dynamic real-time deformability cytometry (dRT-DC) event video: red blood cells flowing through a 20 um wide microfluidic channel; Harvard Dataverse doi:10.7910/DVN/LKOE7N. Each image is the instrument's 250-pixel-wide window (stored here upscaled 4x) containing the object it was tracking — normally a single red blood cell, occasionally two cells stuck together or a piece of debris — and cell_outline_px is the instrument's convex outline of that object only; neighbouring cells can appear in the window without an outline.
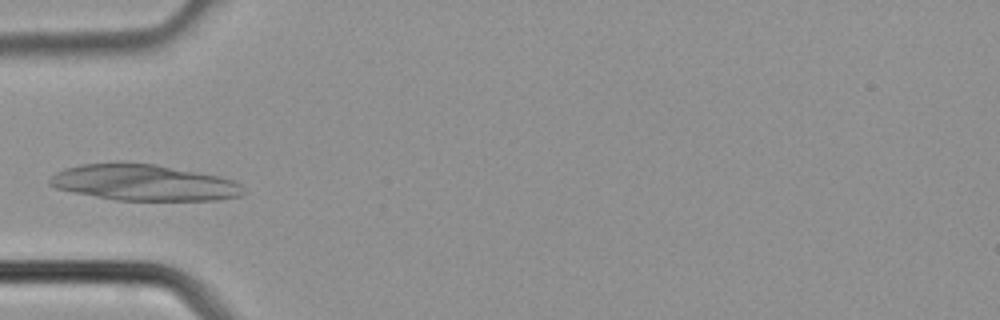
{"species": "common noctule bat (a hibernating species)", "species_latin": "Nyctalus noctula", "temperature_condition": "cold", "stored_images_in_passage": 2, "camera_frame_rate_fps": 3000, "um_per_image_px": 0.085, "animal": {"sex": "male", "body_mass_g": 21.5, "forearm_length_mm": 52.0}, "frame": {"image": 1, "passage_image": 2, "time_ms": 0.333, "image_size_px": [1000, 320], "cell_outline_px": [[248, 192], [240, 196], [216, 200], [116, 200], [72, 192], [56, 188], [48, 184], [48, 180], [56, 172], [64, 168], [80, 164], [116, 160], [156, 164], [220, 176], [232, 180], [240, 184]], "centroid_in_image_um": [12.2, 15.49], "position_along_channel_um": 72.8, "area_um2": 41.5}}